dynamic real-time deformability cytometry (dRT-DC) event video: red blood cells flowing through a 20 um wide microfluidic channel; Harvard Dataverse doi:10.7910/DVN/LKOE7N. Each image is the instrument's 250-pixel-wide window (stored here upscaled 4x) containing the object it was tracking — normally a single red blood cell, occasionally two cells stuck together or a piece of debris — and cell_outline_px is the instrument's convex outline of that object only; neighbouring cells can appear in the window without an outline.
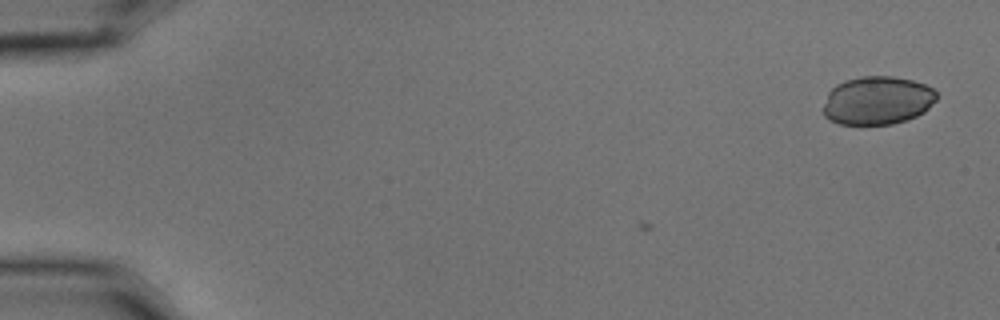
{"species": "common noctule bat (a hibernating species)", "species_latin": "Nyctalus noctula", "temperature_condition": "cold", "stored_images_in_passage": 2, "camera_frame_rate_fps": 3000, "um_per_image_px": 0.085, "animal": {"sex": "male", "body_mass_g": 15.6}, "frame": {"image": 1, "passage_image": 2, "time_ms": 0.333, "image_size_px": [1000, 320], "cell_outline_px": [[936, 100], [924, 112], [908, 120], [892, 124], [840, 124], [828, 120], [824, 116], [824, 104], [828, 92], [836, 84], [844, 80], [864, 76], [892, 76], [912, 80], [924, 84], [932, 88], [936, 92]], "centroid_in_image_um": [74.57, 8.54], "position_along_channel_um": 10.4, "area_um2": 32.02}}